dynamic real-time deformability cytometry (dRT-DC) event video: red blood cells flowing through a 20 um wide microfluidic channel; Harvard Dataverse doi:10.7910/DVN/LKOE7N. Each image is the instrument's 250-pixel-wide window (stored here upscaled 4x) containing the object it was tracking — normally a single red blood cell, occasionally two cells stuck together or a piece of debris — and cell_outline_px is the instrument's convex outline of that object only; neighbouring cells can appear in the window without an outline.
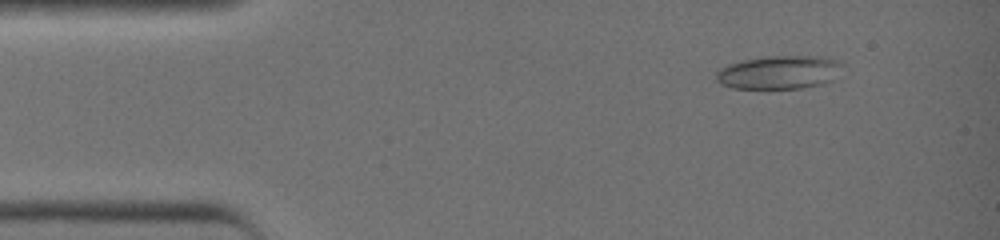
{"species": "common noctule bat (a hibernating species)", "species_latin": "Nyctalus noctula", "temperature_condition": "warm", "stored_images_in_passage": 41, "camera_frame_rate_fps": 3000, "um_per_image_px": 0.085, "animal": {"sex": "female", "body_mass_g": 19.0, "forearm_length_mm": 51.5}, "frame": {"image": 1, "passage_image": 5, "time_ms": 1.333, "image_size_px": [1000, 240], "cell_outline_px": [[844, 64], [832, 80], [824, 84], [800, 88], [732, 88], [716, 80], [716, 72], [720, 68], [728, 64], [740, 60], [764, 56], [824, 56], [840, 60]], "centroid_in_image_um": [66.25, 6.13], "position_along_channel_um": 18.7, "area_um2": 24.8}}
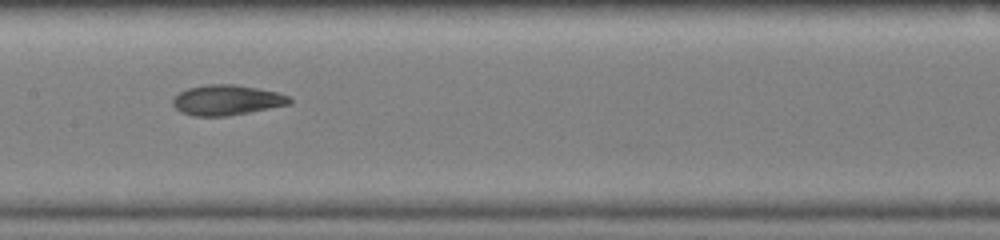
{"frame": {"image": 2, "passage_image": 21, "time_ms": 6.667, "image_size_px": [1000, 240], "cell_outline_px": [[292, 104], [228, 116], [192, 116], [180, 112], [172, 104], [172, 96], [188, 88], [208, 84], [236, 84], [276, 92], [288, 96], [292, 100]], "centroid_in_image_um": [19.25, 8.51], "position_along_channel_um": 188.2, "area_um2": 20.69}}
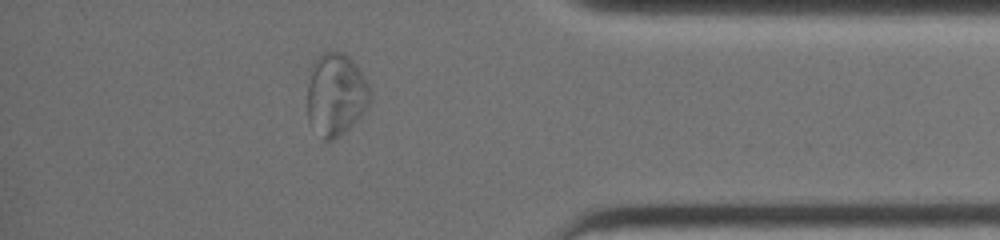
{"frame": {"image": 3, "passage_image": 36, "time_ms": 11.667, "image_size_px": [1000, 240], "cell_outline_px": [[372, 96], [368, 108], [356, 120], [332, 140], [324, 140], [308, 120], [308, 84], [312, 64], [316, 56], [320, 52], [340, 52], [348, 56], [356, 64], [368, 84], [372, 92]], "centroid_in_image_um": [28.56, 7.99], "position_along_channel_um": 406.6, "area_um2": 30.0}}